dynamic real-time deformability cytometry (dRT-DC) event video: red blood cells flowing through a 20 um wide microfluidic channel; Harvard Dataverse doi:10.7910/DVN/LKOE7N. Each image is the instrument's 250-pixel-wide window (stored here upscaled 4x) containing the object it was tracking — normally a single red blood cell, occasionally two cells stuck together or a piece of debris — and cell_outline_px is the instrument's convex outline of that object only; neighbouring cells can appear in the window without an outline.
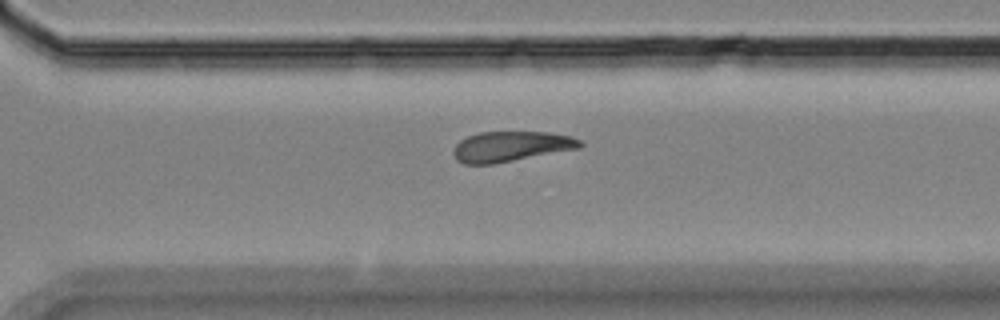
{"species": "Egyptian fruit bat (a non-hibernating species)", "species_latin": "Rousettus aegyptiacus", "temperature_condition": "room temperature", "stored_images_in_passage": 11, "camera_frame_rate_fps": 3000, "um_per_image_px": 0.085, "animal": {"sex": "female"}, "frame": {"image": 1, "passage_image": 11, "time_ms": 15.0, "image_size_px": [1000, 320], "cell_outline_px": [[584, 144], [580, 148], [492, 164], [464, 164], [456, 160], [452, 152], [456, 144], [460, 140], [468, 136], [480, 132], [544, 132], [572, 136], [580, 140]], "centroid_in_image_um": [43.42, 12.45], "position_along_channel_um": 327.2, "area_um2": 22.25}}